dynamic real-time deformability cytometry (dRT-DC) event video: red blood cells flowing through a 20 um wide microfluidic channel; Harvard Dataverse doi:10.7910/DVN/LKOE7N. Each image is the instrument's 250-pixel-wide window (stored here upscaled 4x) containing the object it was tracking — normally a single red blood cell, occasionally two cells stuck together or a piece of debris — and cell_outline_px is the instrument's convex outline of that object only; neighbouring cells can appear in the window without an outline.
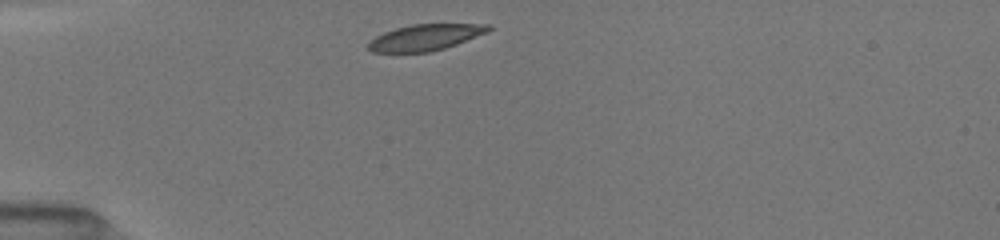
{"species": "common noctule bat (a hibernating species)", "species_latin": "Nyctalus noctula", "temperature_condition": "room temperature", "stored_images_in_passage": 37, "camera_frame_rate_fps": 3000, "um_per_image_px": 0.085, "animal": {"sex": "female", "body_mass_g": 19.5, "forearm_length_mm": 54.1}, "frame": {"image": 1, "passage_image": 1, "time_ms": 0.0, "image_size_px": [1000, 240], "cell_outline_px": [[492, 28], [488, 32], [456, 44], [444, 48], [428, 52], [372, 52], [368, 48], [368, 44], [376, 36], [384, 32], [396, 28], [412, 24], [492, 24]], "centroid_in_image_um": [36.18, 3.17], "position_along_channel_um": 48.8, "area_um2": 18.15}}
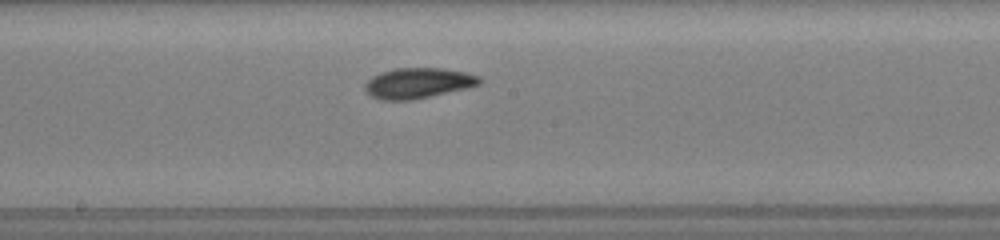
{"frame": {"image": 2, "passage_image": 15, "time_ms": 4.667, "image_size_px": [1000, 240], "cell_outline_px": [[484, 80], [480, 84], [468, 88], [412, 100], [380, 100], [372, 96], [364, 88], [364, 84], [372, 76], [380, 72], [396, 68], [444, 68], [464, 72], [480, 76]], "centroid_in_image_um": [35.56, 7.06], "position_along_channel_um": 212.6, "area_um2": 20.46}}
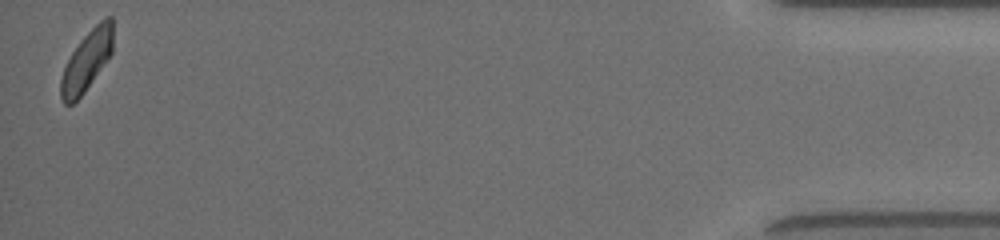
{"frame": {"image": 3, "passage_image": 37, "time_ms": 12.0, "image_size_px": [1000, 240], "cell_outline_px": [[112, 52], [84, 92], [72, 104], [64, 104], [60, 96], [60, 80], [64, 68], [72, 52], [80, 40], [104, 16], [112, 16]], "centroid_in_image_um": [7.36, 5.16], "position_along_channel_um": 427.8, "area_um2": 17.92}, "authors_computed_cell_mechanics": {"area_um2": 19.4208, "velocity_mm_per_s": 4.0309, "shape_relaxation_time_tau1_ms": 3.0784, "shape_relaxation_time_tau2_ms": 3.4754, "deformation_change_tau1": 0.094, "deformation_change_tau2": 0.0752}}